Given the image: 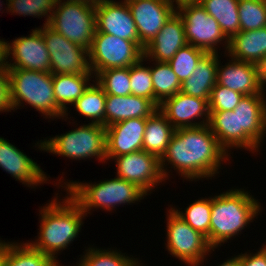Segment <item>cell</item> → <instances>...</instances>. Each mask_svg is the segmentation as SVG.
Instances as JSON below:
<instances>
[{"label":"cell","mask_w":266,"mask_h":266,"mask_svg":"<svg viewBox=\"0 0 266 266\" xmlns=\"http://www.w3.org/2000/svg\"><path fill=\"white\" fill-rule=\"evenodd\" d=\"M229 154L208 125L180 128L175 130L169 141L160 165L165 180L169 179L168 164L188 181L212 179L219 174L221 163L223 165V162L229 161Z\"/></svg>","instance_id":"obj_1"},{"label":"cell","mask_w":266,"mask_h":266,"mask_svg":"<svg viewBox=\"0 0 266 266\" xmlns=\"http://www.w3.org/2000/svg\"><path fill=\"white\" fill-rule=\"evenodd\" d=\"M67 195V196H66ZM64 199L53 200L39 209L41 214L38 238L28 243L36 250L49 255L55 261L57 254L66 250L78 237L86 214L81 207L66 194ZM62 200V201H61Z\"/></svg>","instance_id":"obj_2"},{"label":"cell","mask_w":266,"mask_h":266,"mask_svg":"<svg viewBox=\"0 0 266 266\" xmlns=\"http://www.w3.org/2000/svg\"><path fill=\"white\" fill-rule=\"evenodd\" d=\"M249 193L231 189L212 197L210 246L213 249L238 236L259 215L262 207Z\"/></svg>","instance_id":"obj_3"},{"label":"cell","mask_w":266,"mask_h":266,"mask_svg":"<svg viewBox=\"0 0 266 266\" xmlns=\"http://www.w3.org/2000/svg\"><path fill=\"white\" fill-rule=\"evenodd\" d=\"M60 186L65 187L66 193L68 192L67 194L81 207L86 216L93 208L112 211L121 204L140 202L147 195L136 184L118 177L94 184L66 181Z\"/></svg>","instance_id":"obj_4"},{"label":"cell","mask_w":266,"mask_h":266,"mask_svg":"<svg viewBox=\"0 0 266 266\" xmlns=\"http://www.w3.org/2000/svg\"><path fill=\"white\" fill-rule=\"evenodd\" d=\"M8 70L13 111L26 103L45 115V119L68 118V113H65L56 104L53 91V75L50 72L27 69Z\"/></svg>","instance_id":"obj_5"},{"label":"cell","mask_w":266,"mask_h":266,"mask_svg":"<svg viewBox=\"0 0 266 266\" xmlns=\"http://www.w3.org/2000/svg\"><path fill=\"white\" fill-rule=\"evenodd\" d=\"M41 151L61 155L74 160L95 157L106 162V127L100 124H84L65 134L56 135L35 144Z\"/></svg>","instance_id":"obj_6"},{"label":"cell","mask_w":266,"mask_h":266,"mask_svg":"<svg viewBox=\"0 0 266 266\" xmlns=\"http://www.w3.org/2000/svg\"><path fill=\"white\" fill-rule=\"evenodd\" d=\"M48 25L67 40L89 50L96 32L95 5L57 0Z\"/></svg>","instance_id":"obj_7"},{"label":"cell","mask_w":266,"mask_h":266,"mask_svg":"<svg viewBox=\"0 0 266 266\" xmlns=\"http://www.w3.org/2000/svg\"><path fill=\"white\" fill-rule=\"evenodd\" d=\"M91 72L111 68H126L138 63L144 56V47L139 42L118 38L96 30L88 50Z\"/></svg>","instance_id":"obj_8"},{"label":"cell","mask_w":266,"mask_h":266,"mask_svg":"<svg viewBox=\"0 0 266 266\" xmlns=\"http://www.w3.org/2000/svg\"><path fill=\"white\" fill-rule=\"evenodd\" d=\"M166 217L167 244L165 245L169 254L187 266H200L204 263L206 255L214 251L208 244L207 238L194 230L172 208L167 211Z\"/></svg>","instance_id":"obj_9"},{"label":"cell","mask_w":266,"mask_h":266,"mask_svg":"<svg viewBox=\"0 0 266 266\" xmlns=\"http://www.w3.org/2000/svg\"><path fill=\"white\" fill-rule=\"evenodd\" d=\"M176 12L183 20L188 44L206 53L218 54L216 46L224 43L225 52L228 51L229 39L221 30L219 23L205 11L200 3L181 5L176 8Z\"/></svg>","instance_id":"obj_10"},{"label":"cell","mask_w":266,"mask_h":266,"mask_svg":"<svg viewBox=\"0 0 266 266\" xmlns=\"http://www.w3.org/2000/svg\"><path fill=\"white\" fill-rule=\"evenodd\" d=\"M38 29L42 32L48 49L52 75L93 74L88 49L67 40L49 25Z\"/></svg>","instance_id":"obj_11"},{"label":"cell","mask_w":266,"mask_h":266,"mask_svg":"<svg viewBox=\"0 0 266 266\" xmlns=\"http://www.w3.org/2000/svg\"><path fill=\"white\" fill-rule=\"evenodd\" d=\"M106 158L115 160L116 177L136 184L146 194L165 181L160 159L144 150Z\"/></svg>","instance_id":"obj_12"},{"label":"cell","mask_w":266,"mask_h":266,"mask_svg":"<svg viewBox=\"0 0 266 266\" xmlns=\"http://www.w3.org/2000/svg\"><path fill=\"white\" fill-rule=\"evenodd\" d=\"M233 111H238L239 148L258 152L266 134L265 94L243 96Z\"/></svg>","instance_id":"obj_13"},{"label":"cell","mask_w":266,"mask_h":266,"mask_svg":"<svg viewBox=\"0 0 266 266\" xmlns=\"http://www.w3.org/2000/svg\"><path fill=\"white\" fill-rule=\"evenodd\" d=\"M31 31L30 36L15 38L10 43L6 41L7 60L12 59L10 62L7 61V67L8 69L50 72V56L42 32L38 28Z\"/></svg>","instance_id":"obj_14"},{"label":"cell","mask_w":266,"mask_h":266,"mask_svg":"<svg viewBox=\"0 0 266 266\" xmlns=\"http://www.w3.org/2000/svg\"><path fill=\"white\" fill-rule=\"evenodd\" d=\"M135 21L139 43L145 47L176 12L171 0H125Z\"/></svg>","instance_id":"obj_15"},{"label":"cell","mask_w":266,"mask_h":266,"mask_svg":"<svg viewBox=\"0 0 266 266\" xmlns=\"http://www.w3.org/2000/svg\"><path fill=\"white\" fill-rule=\"evenodd\" d=\"M158 110L175 129L208 125L209 122V102L182 92L165 99ZM196 119L202 120L197 122Z\"/></svg>","instance_id":"obj_16"},{"label":"cell","mask_w":266,"mask_h":266,"mask_svg":"<svg viewBox=\"0 0 266 266\" xmlns=\"http://www.w3.org/2000/svg\"><path fill=\"white\" fill-rule=\"evenodd\" d=\"M95 10L98 32L139 42L135 21L125 0H103L95 5Z\"/></svg>","instance_id":"obj_17"},{"label":"cell","mask_w":266,"mask_h":266,"mask_svg":"<svg viewBox=\"0 0 266 266\" xmlns=\"http://www.w3.org/2000/svg\"><path fill=\"white\" fill-rule=\"evenodd\" d=\"M0 167L31 188L49 180L37 162L3 137H0Z\"/></svg>","instance_id":"obj_18"},{"label":"cell","mask_w":266,"mask_h":266,"mask_svg":"<svg viewBox=\"0 0 266 266\" xmlns=\"http://www.w3.org/2000/svg\"><path fill=\"white\" fill-rule=\"evenodd\" d=\"M187 44L183 20L175 12L160 32L145 45L144 61L168 62L180 48Z\"/></svg>","instance_id":"obj_19"},{"label":"cell","mask_w":266,"mask_h":266,"mask_svg":"<svg viewBox=\"0 0 266 266\" xmlns=\"http://www.w3.org/2000/svg\"><path fill=\"white\" fill-rule=\"evenodd\" d=\"M147 118H131L106 127V157L143 150Z\"/></svg>","instance_id":"obj_20"},{"label":"cell","mask_w":266,"mask_h":266,"mask_svg":"<svg viewBox=\"0 0 266 266\" xmlns=\"http://www.w3.org/2000/svg\"><path fill=\"white\" fill-rule=\"evenodd\" d=\"M218 55L217 84L245 95L265 94L258 79L256 64L230 58L220 65Z\"/></svg>","instance_id":"obj_21"},{"label":"cell","mask_w":266,"mask_h":266,"mask_svg":"<svg viewBox=\"0 0 266 266\" xmlns=\"http://www.w3.org/2000/svg\"><path fill=\"white\" fill-rule=\"evenodd\" d=\"M158 107L150 100L136 95H106L105 127L131 118H148Z\"/></svg>","instance_id":"obj_22"},{"label":"cell","mask_w":266,"mask_h":266,"mask_svg":"<svg viewBox=\"0 0 266 266\" xmlns=\"http://www.w3.org/2000/svg\"><path fill=\"white\" fill-rule=\"evenodd\" d=\"M217 66L218 54L206 53L190 77L181 84L180 92L209 102L211 91L217 83Z\"/></svg>","instance_id":"obj_23"},{"label":"cell","mask_w":266,"mask_h":266,"mask_svg":"<svg viewBox=\"0 0 266 266\" xmlns=\"http://www.w3.org/2000/svg\"><path fill=\"white\" fill-rule=\"evenodd\" d=\"M226 53V57L257 64L266 56V26L234 35Z\"/></svg>","instance_id":"obj_24"},{"label":"cell","mask_w":266,"mask_h":266,"mask_svg":"<svg viewBox=\"0 0 266 266\" xmlns=\"http://www.w3.org/2000/svg\"><path fill=\"white\" fill-rule=\"evenodd\" d=\"M175 130L166 117L156 110L146 121L143 150L161 159Z\"/></svg>","instance_id":"obj_25"},{"label":"cell","mask_w":266,"mask_h":266,"mask_svg":"<svg viewBox=\"0 0 266 266\" xmlns=\"http://www.w3.org/2000/svg\"><path fill=\"white\" fill-rule=\"evenodd\" d=\"M90 78L94 79V74L53 75L55 101L65 113L69 108L66 105H73L84 94Z\"/></svg>","instance_id":"obj_26"},{"label":"cell","mask_w":266,"mask_h":266,"mask_svg":"<svg viewBox=\"0 0 266 266\" xmlns=\"http://www.w3.org/2000/svg\"><path fill=\"white\" fill-rule=\"evenodd\" d=\"M208 126L216 136L221 147L228 153L229 149L239 148L238 111H209Z\"/></svg>","instance_id":"obj_27"},{"label":"cell","mask_w":266,"mask_h":266,"mask_svg":"<svg viewBox=\"0 0 266 266\" xmlns=\"http://www.w3.org/2000/svg\"><path fill=\"white\" fill-rule=\"evenodd\" d=\"M199 3L219 23L229 40L240 32L239 0H201Z\"/></svg>","instance_id":"obj_28"},{"label":"cell","mask_w":266,"mask_h":266,"mask_svg":"<svg viewBox=\"0 0 266 266\" xmlns=\"http://www.w3.org/2000/svg\"><path fill=\"white\" fill-rule=\"evenodd\" d=\"M85 90L84 94L72 105L79 113L90 119L92 124H100L105 127L106 94L102 87L94 80Z\"/></svg>","instance_id":"obj_29"},{"label":"cell","mask_w":266,"mask_h":266,"mask_svg":"<svg viewBox=\"0 0 266 266\" xmlns=\"http://www.w3.org/2000/svg\"><path fill=\"white\" fill-rule=\"evenodd\" d=\"M150 67L154 88V104L159 105L167 98L181 91V82L173 72L168 62H153Z\"/></svg>","instance_id":"obj_30"},{"label":"cell","mask_w":266,"mask_h":266,"mask_svg":"<svg viewBox=\"0 0 266 266\" xmlns=\"http://www.w3.org/2000/svg\"><path fill=\"white\" fill-rule=\"evenodd\" d=\"M4 266H62L49 255L34 249L28 242H7Z\"/></svg>","instance_id":"obj_31"},{"label":"cell","mask_w":266,"mask_h":266,"mask_svg":"<svg viewBox=\"0 0 266 266\" xmlns=\"http://www.w3.org/2000/svg\"><path fill=\"white\" fill-rule=\"evenodd\" d=\"M194 230L207 238L210 245V221L212 210V197L195 200L183 211L172 208Z\"/></svg>","instance_id":"obj_32"},{"label":"cell","mask_w":266,"mask_h":266,"mask_svg":"<svg viewBox=\"0 0 266 266\" xmlns=\"http://www.w3.org/2000/svg\"><path fill=\"white\" fill-rule=\"evenodd\" d=\"M84 254L75 266H131L137 260L111 248L89 247Z\"/></svg>","instance_id":"obj_33"},{"label":"cell","mask_w":266,"mask_h":266,"mask_svg":"<svg viewBox=\"0 0 266 266\" xmlns=\"http://www.w3.org/2000/svg\"><path fill=\"white\" fill-rule=\"evenodd\" d=\"M95 81L102 87L106 95H131L129 67L100 71L95 76Z\"/></svg>","instance_id":"obj_34"},{"label":"cell","mask_w":266,"mask_h":266,"mask_svg":"<svg viewBox=\"0 0 266 266\" xmlns=\"http://www.w3.org/2000/svg\"><path fill=\"white\" fill-rule=\"evenodd\" d=\"M205 54L204 50L187 44L180 48L173 58L168 61L181 84L190 77L197 63Z\"/></svg>","instance_id":"obj_35"},{"label":"cell","mask_w":266,"mask_h":266,"mask_svg":"<svg viewBox=\"0 0 266 266\" xmlns=\"http://www.w3.org/2000/svg\"><path fill=\"white\" fill-rule=\"evenodd\" d=\"M240 31L257 30L266 26V6L263 0H239Z\"/></svg>","instance_id":"obj_36"},{"label":"cell","mask_w":266,"mask_h":266,"mask_svg":"<svg viewBox=\"0 0 266 266\" xmlns=\"http://www.w3.org/2000/svg\"><path fill=\"white\" fill-rule=\"evenodd\" d=\"M57 0H8V12L19 16L45 18L43 25H48Z\"/></svg>","instance_id":"obj_37"},{"label":"cell","mask_w":266,"mask_h":266,"mask_svg":"<svg viewBox=\"0 0 266 266\" xmlns=\"http://www.w3.org/2000/svg\"><path fill=\"white\" fill-rule=\"evenodd\" d=\"M143 62L144 58L129 67L131 95L150 99L154 103V88L150 67H145Z\"/></svg>","instance_id":"obj_38"},{"label":"cell","mask_w":266,"mask_h":266,"mask_svg":"<svg viewBox=\"0 0 266 266\" xmlns=\"http://www.w3.org/2000/svg\"><path fill=\"white\" fill-rule=\"evenodd\" d=\"M244 95L215 84L209 99V111H233Z\"/></svg>","instance_id":"obj_39"},{"label":"cell","mask_w":266,"mask_h":266,"mask_svg":"<svg viewBox=\"0 0 266 266\" xmlns=\"http://www.w3.org/2000/svg\"><path fill=\"white\" fill-rule=\"evenodd\" d=\"M13 110L10 99L9 70L8 67L0 68V112Z\"/></svg>","instance_id":"obj_40"},{"label":"cell","mask_w":266,"mask_h":266,"mask_svg":"<svg viewBox=\"0 0 266 266\" xmlns=\"http://www.w3.org/2000/svg\"><path fill=\"white\" fill-rule=\"evenodd\" d=\"M240 266H266L265 255L259 250L256 253L240 254Z\"/></svg>","instance_id":"obj_41"},{"label":"cell","mask_w":266,"mask_h":266,"mask_svg":"<svg viewBox=\"0 0 266 266\" xmlns=\"http://www.w3.org/2000/svg\"><path fill=\"white\" fill-rule=\"evenodd\" d=\"M257 73H258V79L259 83L261 85V88L263 91H265L264 87L266 86V56L263 57L257 64Z\"/></svg>","instance_id":"obj_42"},{"label":"cell","mask_w":266,"mask_h":266,"mask_svg":"<svg viewBox=\"0 0 266 266\" xmlns=\"http://www.w3.org/2000/svg\"><path fill=\"white\" fill-rule=\"evenodd\" d=\"M7 42L0 39V68L7 66Z\"/></svg>","instance_id":"obj_43"},{"label":"cell","mask_w":266,"mask_h":266,"mask_svg":"<svg viewBox=\"0 0 266 266\" xmlns=\"http://www.w3.org/2000/svg\"><path fill=\"white\" fill-rule=\"evenodd\" d=\"M7 256V242L0 239V266H4Z\"/></svg>","instance_id":"obj_44"},{"label":"cell","mask_w":266,"mask_h":266,"mask_svg":"<svg viewBox=\"0 0 266 266\" xmlns=\"http://www.w3.org/2000/svg\"><path fill=\"white\" fill-rule=\"evenodd\" d=\"M218 266H240V254L227 259L224 263L219 264Z\"/></svg>","instance_id":"obj_45"},{"label":"cell","mask_w":266,"mask_h":266,"mask_svg":"<svg viewBox=\"0 0 266 266\" xmlns=\"http://www.w3.org/2000/svg\"><path fill=\"white\" fill-rule=\"evenodd\" d=\"M174 4L175 2V6L176 8L181 6V5H184V4H188V3H199L201 0H171Z\"/></svg>","instance_id":"obj_46"},{"label":"cell","mask_w":266,"mask_h":266,"mask_svg":"<svg viewBox=\"0 0 266 266\" xmlns=\"http://www.w3.org/2000/svg\"><path fill=\"white\" fill-rule=\"evenodd\" d=\"M71 1H83V2H88L90 4L96 5V4L100 3L103 0H71Z\"/></svg>","instance_id":"obj_47"},{"label":"cell","mask_w":266,"mask_h":266,"mask_svg":"<svg viewBox=\"0 0 266 266\" xmlns=\"http://www.w3.org/2000/svg\"><path fill=\"white\" fill-rule=\"evenodd\" d=\"M259 250L265 255L266 258V245L263 244L262 248H260Z\"/></svg>","instance_id":"obj_48"},{"label":"cell","mask_w":266,"mask_h":266,"mask_svg":"<svg viewBox=\"0 0 266 266\" xmlns=\"http://www.w3.org/2000/svg\"><path fill=\"white\" fill-rule=\"evenodd\" d=\"M138 260L139 259H137L131 266H143L141 265L142 263H140Z\"/></svg>","instance_id":"obj_49"},{"label":"cell","mask_w":266,"mask_h":266,"mask_svg":"<svg viewBox=\"0 0 266 266\" xmlns=\"http://www.w3.org/2000/svg\"><path fill=\"white\" fill-rule=\"evenodd\" d=\"M6 1H7V2H6L7 7H5V8H7L6 11L8 12V0H6Z\"/></svg>","instance_id":"obj_50"},{"label":"cell","mask_w":266,"mask_h":266,"mask_svg":"<svg viewBox=\"0 0 266 266\" xmlns=\"http://www.w3.org/2000/svg\"><path fill=\"white\" fill-rule=\"evenodd\" d=\"M0 1H1V0H0ZM2 5H3V4H2V2H0V11H1V9H2V8H1V7H2Z\"/></svg>","instance_id":"obj_51"}]
</instances>
